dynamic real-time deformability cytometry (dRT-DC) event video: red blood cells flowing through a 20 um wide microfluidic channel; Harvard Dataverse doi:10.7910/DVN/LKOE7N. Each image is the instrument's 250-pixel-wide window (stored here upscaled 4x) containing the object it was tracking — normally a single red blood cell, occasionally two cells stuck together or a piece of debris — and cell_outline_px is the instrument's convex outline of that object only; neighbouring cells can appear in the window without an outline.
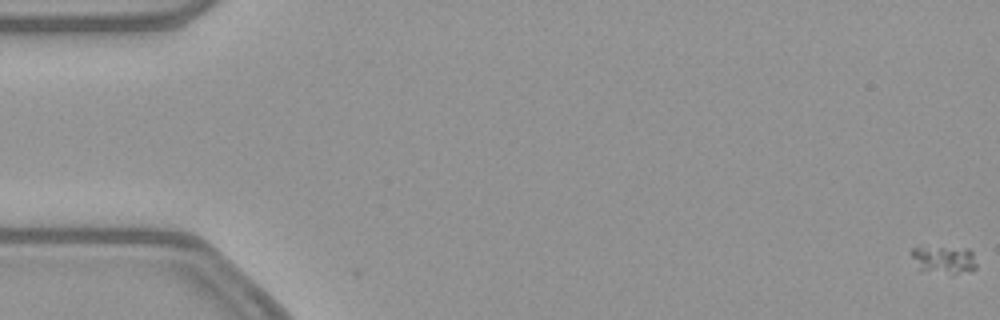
{"species": "common noctule bat (a hibernating species)", "species_latin": "Nyctalus noctula", "temperature_condition": "warm", "stored_images_in_passage": 10, "camera_frame_rate_fps": 3000, "um_per_image_px": 0.085, "animal": {"sex": "female", "body_mass_g": 21.9}, "frame": {"image": 1, "passage_image": 1, "time_ms": 0.0, "image_size_px": [1000, 320], "cell_outline_px": [[976, 268], [952, 276], [920, 272], [908, 252], [912, 248], [920, 244], [968, 248], [972, 252], [976, 264]], "centroid_in_image_um": [80.12, 22.06], "position_along_channel_um": 4.9, "area_um2": 11.79}}